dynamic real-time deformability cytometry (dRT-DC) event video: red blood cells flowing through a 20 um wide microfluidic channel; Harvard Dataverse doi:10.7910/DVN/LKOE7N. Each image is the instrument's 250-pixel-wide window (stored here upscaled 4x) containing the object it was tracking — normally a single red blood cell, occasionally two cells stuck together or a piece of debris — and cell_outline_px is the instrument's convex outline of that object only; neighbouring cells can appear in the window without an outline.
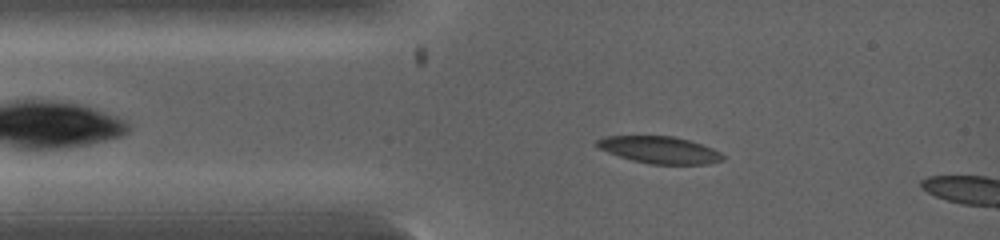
{"species": "common noctule bat (a hibernating species)", "species_latin": "Nyctalus noctula", "temperature_condition": "warm", "stored_images_in_passage": 4, "camera_frame_rate_fps": 5000, "um_per_image_px": 0.085, "animal": {"sex": "female", "body_mass_g": 19.0, "forearm_length_mm": 53.3}, "frame": {"image": 1, "passage_image": 3, "time_ms": 0.8, "image_size_px": [1000, 240], "cell_outline_px": [[724, 160], [708, 164], [652, 164], [632, 160], [608, 152], [600, 148], [596, 144], [596, 140], [604, 136], [672, 136], [688, 140], [712, 148], [720, 152], [724, 156]], "centroid_in_image_um": [56.08, 12.74], "position_along_channel_um": 28.9, "area_um2": 19.59}}